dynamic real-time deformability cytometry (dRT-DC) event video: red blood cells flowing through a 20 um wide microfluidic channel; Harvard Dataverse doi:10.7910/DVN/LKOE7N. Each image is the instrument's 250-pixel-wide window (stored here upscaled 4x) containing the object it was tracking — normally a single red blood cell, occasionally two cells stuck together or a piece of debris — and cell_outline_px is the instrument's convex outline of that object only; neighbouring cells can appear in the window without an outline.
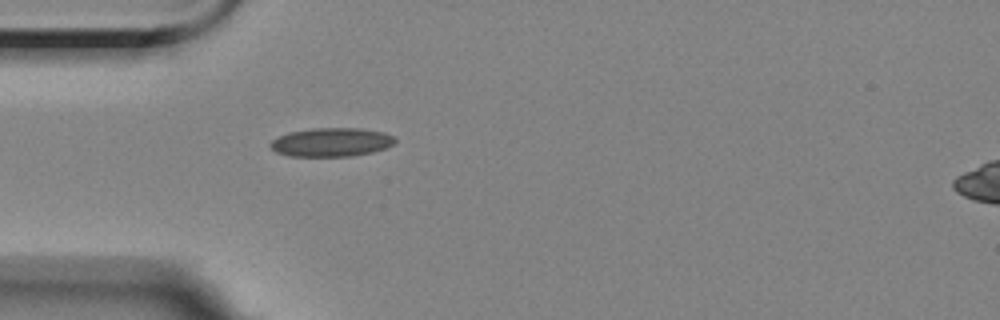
{"species": "Egyptian fruit bat (a non-hibernating species)", "species_latin": "Rousettus aegyptiacus", "temperature_condition": "room temperature", "stored_images_in_passage": 1, "camera_frame_rate_fps": 3000, "um_per_image_px": 0.085, "animal": {"sex": "female"}, "frame": {"image": 1, "passage_image": 1, "time_ms": 0.0, "image_size_px": [1000, 320], "cell_outline_px": [[396, 140], [392, 144], [384, 148], [372, 152], [352, 156], [288, 156], [276, 152], [268, 144], [272, 140], [288, 132], [312, 128], [360, 128], [384, 132], [392, 136]], "centroid_in_image_um": [28.14, 12.08], "position_along_channel_um": 56.9, "area_um2": 20.81}}